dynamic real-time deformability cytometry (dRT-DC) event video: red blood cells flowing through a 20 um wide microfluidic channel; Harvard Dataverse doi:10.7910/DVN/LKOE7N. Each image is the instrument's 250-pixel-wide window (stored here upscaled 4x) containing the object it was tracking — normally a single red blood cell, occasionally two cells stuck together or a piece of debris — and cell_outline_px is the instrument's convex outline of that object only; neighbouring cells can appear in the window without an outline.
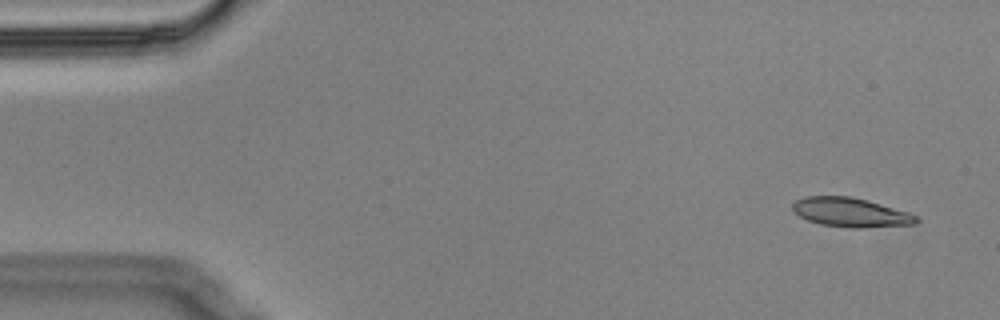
{"species": "Egyptian fruit bat (a non-hibernating species)", "species_latin": "Rousettus aegyptiacus", "temperature_condition": "cold", "stored_images_in_passage": 15, "camera_frame_rate_fps": 3000, "um_per_image_px": 0.085, "animal": {"sex": "male"}, "frame": {"image": 1, "passage_image": 1, "time_ms": 0.0, "image_size_px": [1000, 320], "cell_outline_px": [[920, 220], [916, 224], [860, 228], [852, 228], [820, 224], [808, 220], [800, 216], [792, 208], [792, 204], [796, 200], [804, 196], [852, 196], [868, 200], [908, 212], [916, 216]], "centroid_in_image_um": [72.31, 18.05], "position_along_channel_um": 12.7, "area_um2": 21.04}}
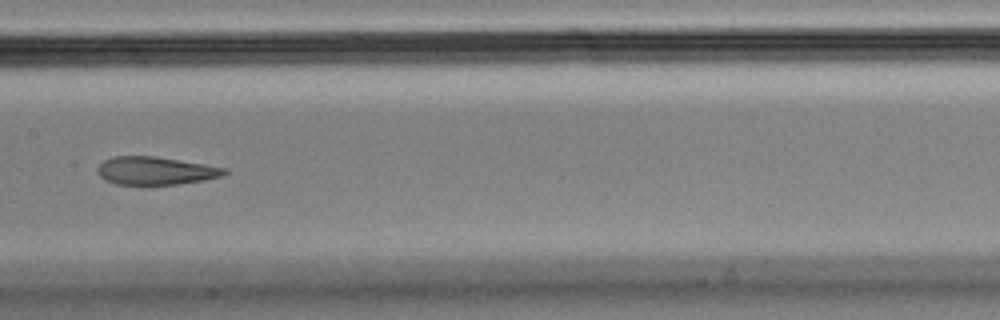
{"frame": {"image": 2, "passage_image": 7, "time_ms": 2.0, "image_size_px": [1000, 320], "cell_outline_px": [[228, 172], [220, 176], [204, 180], [148, 188], [116, 184], [104, 180], [96, 172], [96, 168], [104, 160], [112, 156], [156, 156], [228, 168]], "centroid_in_image_um": [13.16, 14.55], "position_along_channel_um": 194.2, "area_um2": 21.56}}
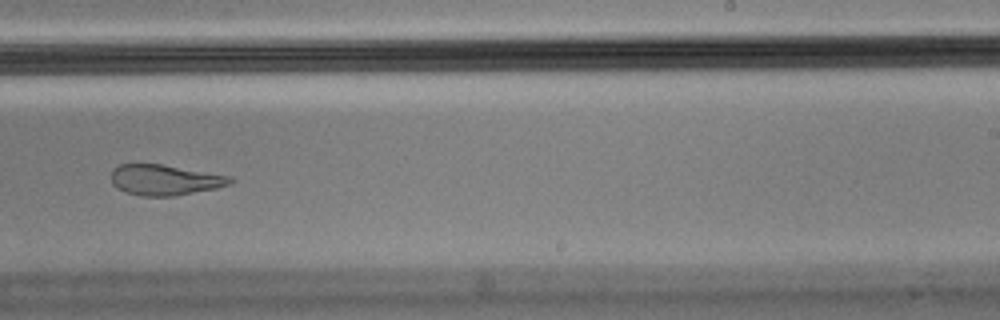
{"frame": {"image": 3, "passage_image": 9, "time_ms": 2.667, "image_size_px": [1000, 320], "cell_outline_px": [[236, 180], [232, 184], [216, 188], [172, 196], [140, 196], [124, 192], [116, 188], [112, 184], [112, 168], [120, 164], [160, 164], [232, 176]], "centroid_in_image_um": [14.01, 15.29], "position_along_channel_um": 275.0, "area_um2": 21.33}}